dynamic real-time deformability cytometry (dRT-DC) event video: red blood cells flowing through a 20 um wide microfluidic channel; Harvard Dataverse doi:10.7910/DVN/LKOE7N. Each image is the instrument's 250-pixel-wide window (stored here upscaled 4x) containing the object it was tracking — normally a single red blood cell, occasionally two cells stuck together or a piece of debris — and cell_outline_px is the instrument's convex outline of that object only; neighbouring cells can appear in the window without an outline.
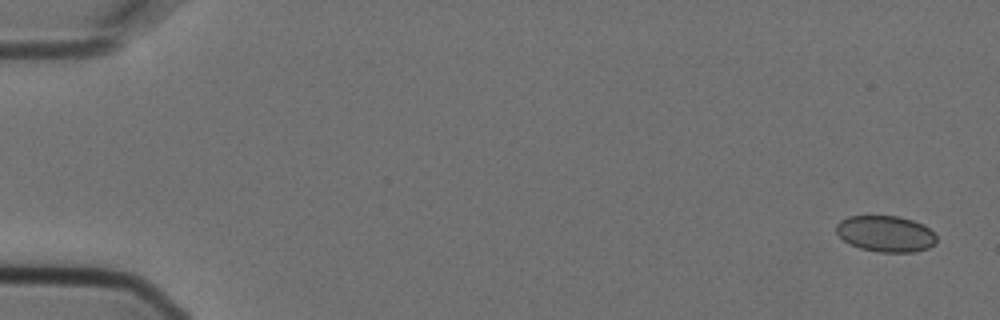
{"species": "Egyptian fruit bat (a non-hibernating species)", "species_latin": "Rousettus aegyptiacus", "temperature_condition": "cold", "stored_images_in_passage": 3, "camera_frame_rate_fps": 3000, "um_per_image_px": 0.085, "animal": {"sex": "female"}, "frame": {"image": 1, "passage_image": 1, "time_ms": 0.0, "image_size_px": [1000, 320], "cell_outline_px": [[936, 244], [928, 248], [916, 252], [880, 252], [860, 248], [844, 240], [836, 232], [836, 224], [840, 220], [848, 216], [896, 216], [912, 220], [924, 224], [936, 236]], "centroid_in_image_um": [75.29, 19.87], "position_along_channel_um": 9.7, "area_um2": 21.1}}